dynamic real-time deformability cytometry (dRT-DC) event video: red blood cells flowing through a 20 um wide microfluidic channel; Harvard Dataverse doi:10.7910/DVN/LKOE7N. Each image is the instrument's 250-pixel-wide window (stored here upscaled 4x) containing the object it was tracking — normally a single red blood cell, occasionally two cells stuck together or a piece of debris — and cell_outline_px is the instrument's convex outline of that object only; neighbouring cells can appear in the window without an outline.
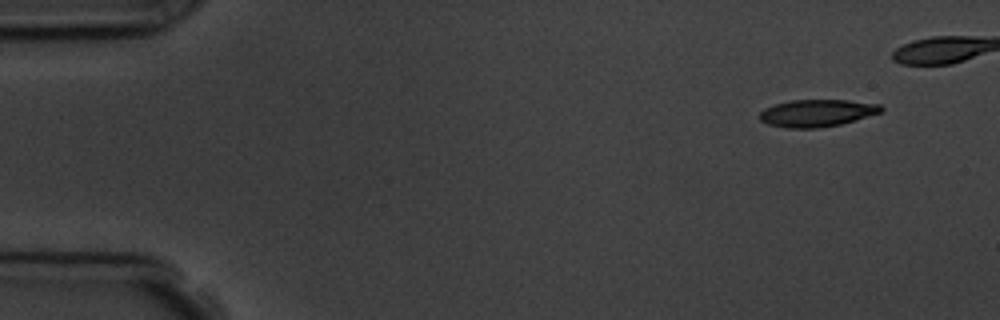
{"species": "common noctule bat (a hibernating species)", "species_latin": "Nyctalus noctula", "temperature_condition": "room temperature", "stored_images_in_passage": 5, "camera_frame_rate_fps": 3000, "um_per_image_px": 0.085, "animal": {"sex": "male", "body_mass_g": 19.5, "forearm_length_mm": 54.6}, "frame": {"image": 1, "passage_image": 1, "time_ms": 0.0, "image_size_px": [1000, 320], "cell_outline_px": [[884, 108], [880, 112], [840, 124], [816, 128], [784, 128], [768, 124], [760, 120], [760, 112], [764, 108], [776, 104], [792, 100], [848, 100], [880, 104]], "centroid_in_image_um": [69.41, 9.61], "position_along_channel_um": 15.6, "area_um2": 19.07}}